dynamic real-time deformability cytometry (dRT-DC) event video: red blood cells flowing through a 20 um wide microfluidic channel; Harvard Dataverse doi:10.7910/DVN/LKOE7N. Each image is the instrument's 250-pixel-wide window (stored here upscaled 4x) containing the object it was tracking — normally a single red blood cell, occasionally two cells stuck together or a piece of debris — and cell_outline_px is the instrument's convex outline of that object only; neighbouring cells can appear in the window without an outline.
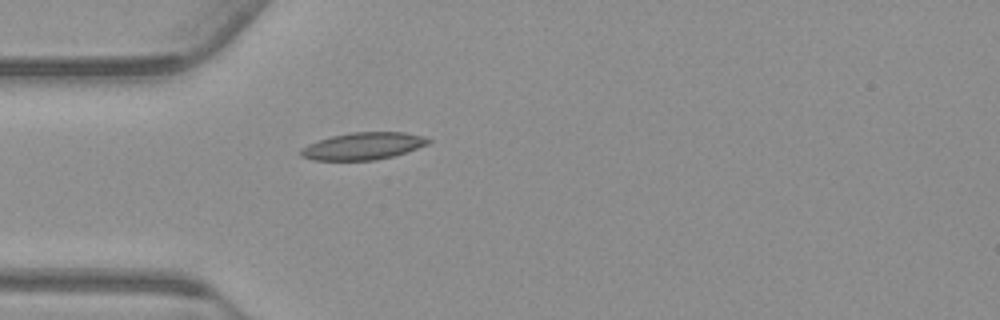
{"species": "common noctule bat (a hibernating species)", "species_latin": "Nyctalus noctula", "temperature_condition": "warm", "stored_images_in_passage": 40, "camera_frame_rate_fps": 3000, "um_per_image_px": 0.085, "animal": {"sex": "male", "body_mass_g": 23.1, "forearm_length_mm": 52.7}, "frame": {"image": 1, "passage_image": 1, "time_ms": 0.0, "image_size_px": [1000, 320], "cell_outline_px": [[432, 140], [428, 144], [392, 156], [376, 160], [312, 160], [300, 156], [300, 148], [308, 144], [332, 136], [352, 132], [404, 132], [424, 136]], "centroid_in_image_um": [30.84, 12.41], "position_along_channel_um": 54.2, "area_um2": 20.06}}
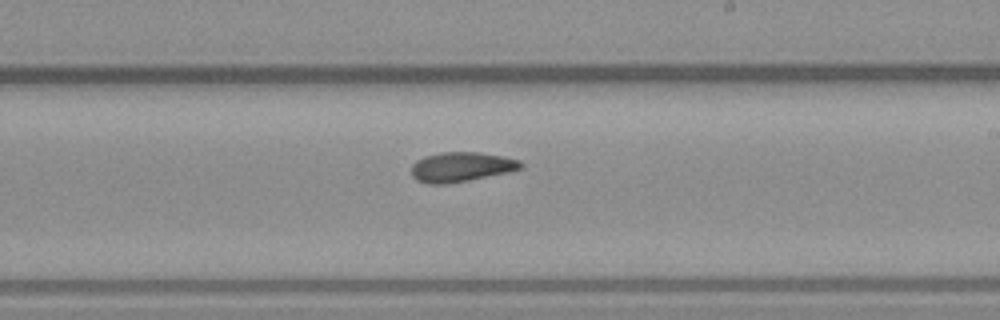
{"frame": {"image": 2, "passage_image": 17, "time_ms": 5.333, "image_size_px": [1000, 320], "cell_outline_px": [[524, 168], [508, 172], [448, 184], [428, 184], [416, 180], [412, 176], [412, 164], [416, 160], [424, 156], [440, 152], [480, 152], [520, 160], [524, 164]], "centroid_in_image_um": [39.19, 14.19], "position_along_channel_um": 249.8, "area_um2": 19.02}}
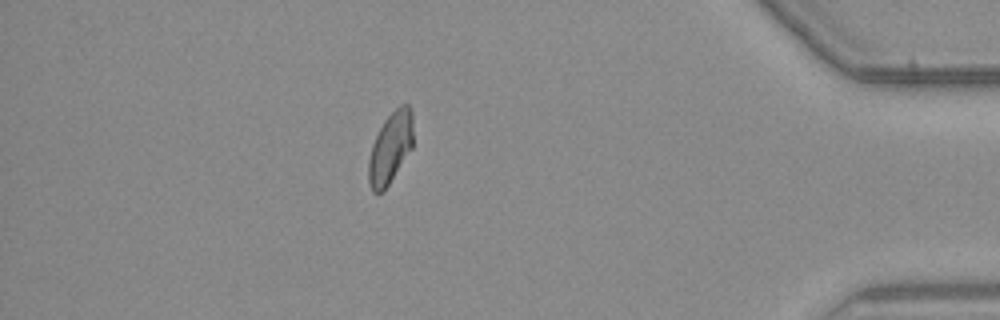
{"frame": {"image": 3, "passage_image": 33, "time_ms": 10.667, "image_size_px": [1000, 320], "cell_outline_px": [[412, 148], [384, 192], [372, 192], [368, 180], [368, 160], [372, 144], [384, 120], [400, 104], [408, 104], [412, 112]], "centroid_in_image_um": [33.17, 12.59], "position_along_channel_um": 402.0, "area_um2": 18.5}, "authors_computed_cell_mechanics": {"area_um2": 18.6694, "velocity_mm_per_s": 3.762, "shape_relaxation_time_tau1_ms": null, "shape_relaxation_time_tau2_ms": 4.7796, "deformation_change_tau1": null, "deformation_change_tau2": 0.0975}}